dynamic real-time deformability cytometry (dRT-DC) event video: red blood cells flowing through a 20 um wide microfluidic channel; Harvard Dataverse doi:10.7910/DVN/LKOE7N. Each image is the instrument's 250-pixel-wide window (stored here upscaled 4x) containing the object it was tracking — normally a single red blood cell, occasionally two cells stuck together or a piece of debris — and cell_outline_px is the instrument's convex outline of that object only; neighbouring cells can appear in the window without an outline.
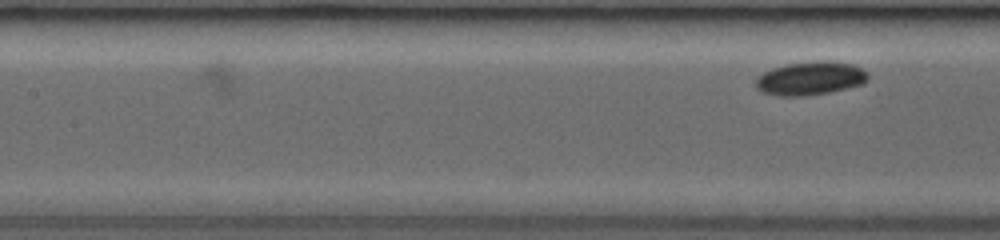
{"species": "common noctule bat (a hibernating species)", "species_latin": "Nyctalus noctula", "temperature_condition": "room temperature", "stored_images_in_passage": 10, "camera_frame_rate_fps": 3000, "um_per_image_px": 0.085, "animal": {"sex": "female", "body_mass_g": 19.0, "forearm_length_mm": 53.3}, "frame": {"image": 1, "passage_image": 10, "time_ms": 3.0, "image_size_px": [1000, 240], "cell_outline_px": [[868, 80], [864, 84], [828, 92], [804, 96], [776, 96], [760, 92], [756, 88], [756, 76], [772, 68], [788, 64], [820, 60], [832, 60], [852, 64], [868, 72]], "centroid_in_image_um": [68.87, 6.66], "position_along_channel_um": 138.5, "area_um2": 22.14}}